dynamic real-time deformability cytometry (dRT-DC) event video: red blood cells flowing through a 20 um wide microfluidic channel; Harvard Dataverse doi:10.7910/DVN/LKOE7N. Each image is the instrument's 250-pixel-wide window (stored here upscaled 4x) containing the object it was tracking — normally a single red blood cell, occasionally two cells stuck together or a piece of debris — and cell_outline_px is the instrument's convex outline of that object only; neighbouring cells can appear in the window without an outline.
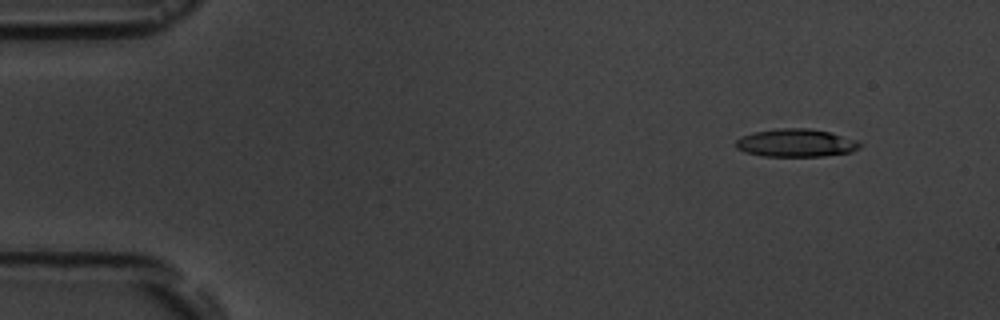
{"species": "common noctule bat (a hibernating species)", "species_latin": "Nyctalus noctula", "temperature_condition": "room temperature", "stored_images_in_passage": 6, "camera_frame_rate_fps": 3000, "um_per_image_px": 0.085, "animal": {"sex": "male", "body_mass_g": 19.5, "forearm_length_mm": 54.6}, "frame": {"image": 1, "passage_image": 2, "time_ms": 1.333, "image_size_px": [1000, 320], "cell_outline_px": [[864, 144], [860, 148], [852, 152], [824, 156], [760, 156], [744, 152], [736, 148], [736, 140], [752, 132], [776, 128], [808, 128], [828, 132], [860, 140]], "centroid_in_image_um": [67.7, 12.15], "position_along_channel_um": 17.3, "area_um2": 20.46}}
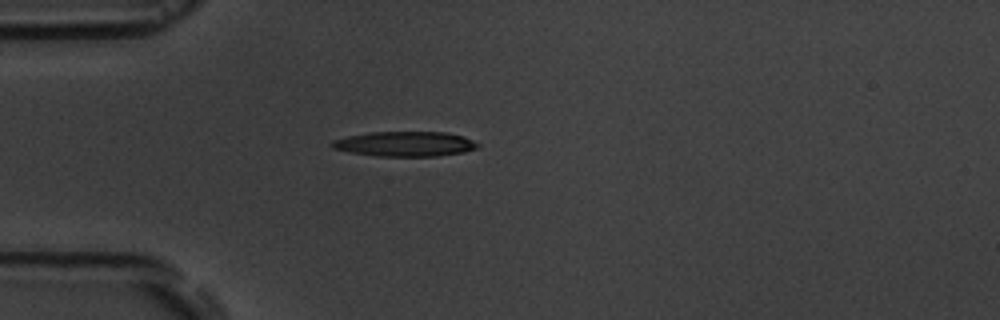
{"frame": {"image": 2, "passage_image": 5, "time_ms": 4.667, "image_size_px": [1000, 320], "cell_outline_px": [[480, 144], [476, 148], [464, 152], [436, 156], [376, 156], [352, 152], [332, 148], [328, 144], [332, 140], [348, 136], [368, 132], [448, 132], [464, 136]], "centroid_in_image_um": [34.42, 12.23], "position_along_channel_um": 50.6, "area_um2": 21.21}}